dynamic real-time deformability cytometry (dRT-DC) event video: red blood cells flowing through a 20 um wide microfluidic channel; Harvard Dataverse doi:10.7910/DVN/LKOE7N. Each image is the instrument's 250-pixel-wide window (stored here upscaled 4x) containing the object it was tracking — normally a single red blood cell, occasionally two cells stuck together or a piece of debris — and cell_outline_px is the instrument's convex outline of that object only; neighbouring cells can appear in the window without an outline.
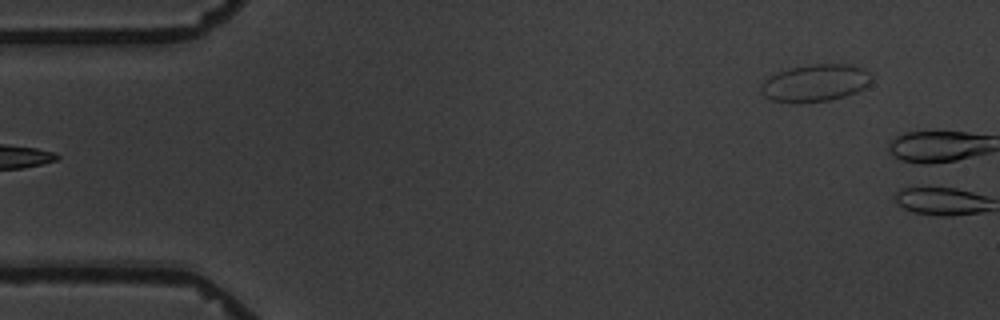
{"species": "common noctule bat (a hibernating species)", "species_latin": "Nyctalus noctula", "temperature_condition": "warm", "stored_images_in_passage": 4, "segment_of_instrument_passage": [2, 2], "camera_frame_rate_fps": 3000, "um_per_image_px": 0.085, "animal": {"sex": "male", "body_mass_g": 19.5, "forearm_length_mm": 54.6}, "frame": {"image": 1, "passage_image": 4, "time_ms": 3.667, "image_size_px": [1000, 320], "cell_outline_px": [[872, 80], [864, 88], [856, 92], [844, 96], [828, 100], [772, 100], [764, 96], [760, 92], [760, 84], [764, 80], [780, 72], [792, 68], [808, 64], [844, 64], [864, 68], [872, 76]], "centroid_in_image_um": [69.33, 7.01], "position_along_channel_um": 15.7, "area_um2": 23.18}}